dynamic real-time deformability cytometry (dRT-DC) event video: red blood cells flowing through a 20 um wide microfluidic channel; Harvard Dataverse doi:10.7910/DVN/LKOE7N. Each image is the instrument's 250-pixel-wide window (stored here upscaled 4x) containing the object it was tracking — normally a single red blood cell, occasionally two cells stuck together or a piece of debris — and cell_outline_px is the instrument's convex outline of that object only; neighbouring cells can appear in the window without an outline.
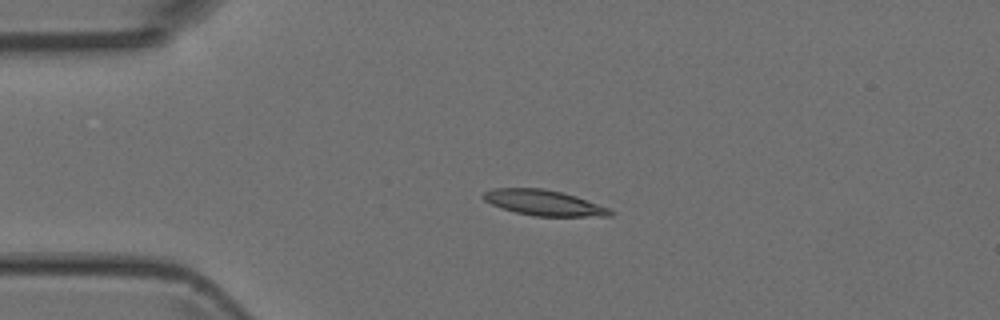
{"species": "Egyptian fruit bat (a non-hibernating species)", "species_latin": "Rousettus aegyptiacus", "temperature_condition": "room temperature", "stored_images_in_passage": 3, "camera_frame_rate_fps": 3000, "um_per_image_px": 0.085, "animal": {"sex": "female"}, "frame": {"image": 1, "passage_image": 1, "time_ms": 0.0, "image_size_px": [1000, 320], "cell_outline_px": [[616, 212], [612, 216], [532, 216], [516, 212], [492, 204], [484, 200], [480, 196], [484, 192], [492, 188], [544, 188], [576, 196], [608, 208]], "centroid_in_image_um": [46.22, 17.23], "position_along_channel_um": 38.8, "area_um2": 18.79}}
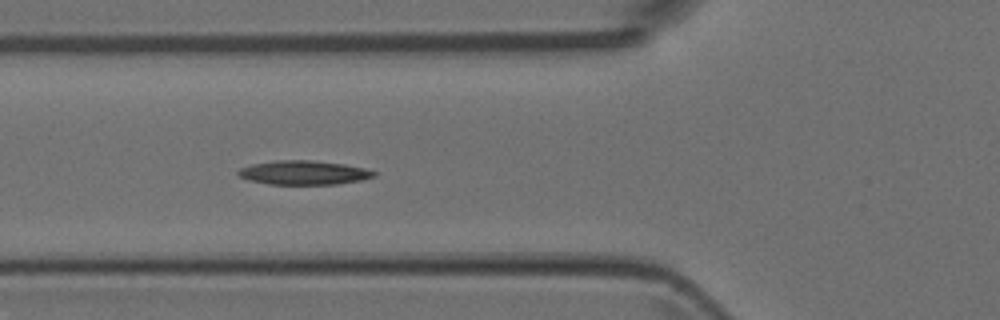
{"frame": {"image": 2, "passage_image": 3, "time_ms": 0.667, "image_size_px": [1000, 320], "cell_outline_px": [[376, 176], [360, 180], [336, 184], [268, 184], [248, 180], [240, 176], [236, 172], [240, 168], [252, 164], [276, 160], [312, 160], [344, 164], [364, 168], [376, 172]], "centroid_in_image_um": [25.8, 14.67], "position_along_channel_um": 100.0, "area_um2": 18.96}}